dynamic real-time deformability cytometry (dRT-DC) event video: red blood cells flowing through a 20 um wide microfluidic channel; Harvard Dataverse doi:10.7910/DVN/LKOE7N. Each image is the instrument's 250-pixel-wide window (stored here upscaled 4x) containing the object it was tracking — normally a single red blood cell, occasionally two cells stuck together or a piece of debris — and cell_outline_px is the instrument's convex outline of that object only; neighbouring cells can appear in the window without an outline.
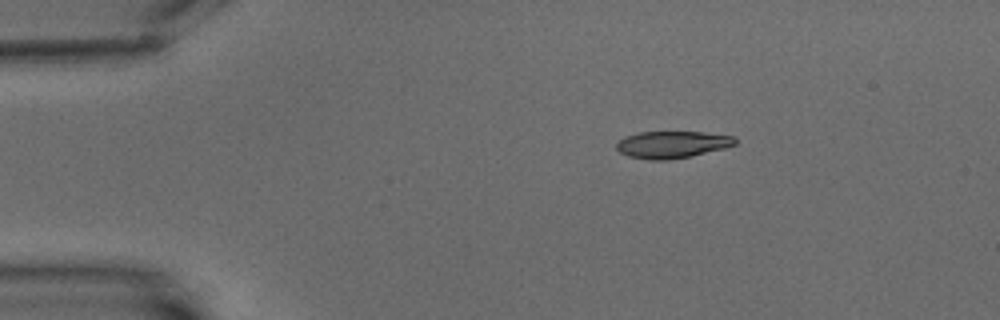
{"species": "common noctule bat (a hibernating species)", "species_latin": "Nyctalus noctula", "temperature_condition": "warm", "stored_images_in_passage": 3, "camera_frame_rate_fps": 3000, "um_per_image_px": 0.085, "animal": {"sex": "male", "body_mass_g": 15.6}, "frame": {"image": 1, "passage_image": 1, "time_ms": 0.0, "image_size_px": [1000, 320], "cell_outline_px": [[736, 144], [724, 148], [688, 156], [668, 160], [648, 160], [628, 156], [620, 152], [616, 148], [616, 144], [624, 136], [640, 132], [704, 132], [736, 136]], "centroid_in_image_um": [57.12, 12.28], "position_along_channel_um": 27.9, "area_um2": 18.61}}